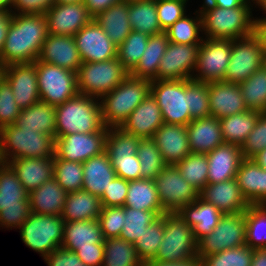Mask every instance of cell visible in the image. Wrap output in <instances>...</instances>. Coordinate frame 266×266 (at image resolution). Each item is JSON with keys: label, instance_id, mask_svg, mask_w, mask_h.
Instances as JSON below:
<instances>
[{"label": "cell", "instance_id": "7", "mask_svg": "<svg viewBox=\"0 0 266 266\" xmlns=\"http://www.w3.org/2000/svg\"><path fill=\"white\" fill-rule=\"evenodd\" d=\"M197 257V240L192 227L176 213H164V233L153 259L158 262H175Z\"/></svg>", "mask_w": 266, "mask_h": 266}, {"label": "cell", "instance_id": "58", "mask_svg": "<svg viewBox=\"0 0 266 266\" xmlns=\"http://www.w3.org/2000/svg\"><path fill=\"white\" fill-rule=\"evenodd\" d=\"M128 191V181L115 176L101 198L102 207L124 206Z\"/></svg>", "mask_w": 266, "mask_h": 266}, {"label": "cell", "instance_id": "13", "mask_svg": "<svg viewBox=\"0 0 266 266\" xmlns=\"http://www.w3.org/2000/svg\"><path fill=\"white\" fill-rule=\"evenodd\" d=\"M245 244V212L223 214L213 231L197 241V257L202 260L207 255Z\"/></svg>", "mask_w": 266, "mask_h": 266}, {"label": "cell", "instance_id": "54", "mask_svg": "<svg viewBox=\"0 0 266 266\" xmlns=\"http://www.w3.org/2000/svg\"><path fill=\"white\" fill-rule=\"evenodd\" d=\"M124 216V206L102 207L98 221L105 240L111 237H120L124 227Z\"/></svg>", "mask_w": 266, "mask_h": 266}, {"label": "cell", "instance_id": "6", "mask_svg": "<svg viewBox=\"0 0 266 266\" xmlns=\"http://www.w3.org/2000/svg\"><path fill=\"white\" fill-rule=\"evenodd\" d=\"M32 214L28 192L7 164L0 166V227L20 228Z\"/></svg>", "mask_w": 266, "mask_h": 266}, {"label": "cell", "instance_id": "75", "mask_svg": "<svg viewBox=\"0 0 266 266\" xmlns=\"http://www.w3.org/2000/svg\"><path fill=\"white\" fill-rule=\"evenodd\" d=\"M4 163L3 159H2V156H1V153H0V166Z\"/></svg>", "mask_w": 266, "mask_h": 266}, {"label": "cell", "instance_id": "68", "mask_svg": "<svg viewBox=\"0 0 266 266\" xmlns=\"http://www.w3.org/2000/svg\"><path fill=\"white\" fill-rule=\"evenodd\" d=\"M258 165L266 170V148L252 158Z\"/></svg>", "mask_w": 266, "mask_h": 266}, {"label": "cell", "instance_id": "27", "mask_svg": "<svg viewBox=\"0 0 266 266\" xmlns=\"http://www.w3.org/2000/svg\"><path fill=\"white\" fill-rule=\"evenodd\" d=\"M7 164L16 173L17 178L28 193L53 178L54 156L16 158Z\"/></svg>", "mask_w": 266, "mask_h": 266}, {"label": "cell", "instance_id": "44", "mask_svg": "<svg viewBox=\"0 0 266 266\" xmlns=\"http://www.w3.org/2000/svg\"><path fill=\"white\" fill-rule=\"evenodd\" d=\"M164 213V211H144L125 207L124 227L120 237L135 244L145 229Z\"/></svg>", "mask_w": 266, "mask_h": 266}, {"label": "cell", "instance_id": "31", "mask_svg": "<svg viewBox=\"0 0 266 266\" xmlns=\"http://www.w3.org/2000/svg\"><path fill=\"white\" fill-rule=\"evenodd\" d=\"M115 170L105 150L83 162V187L85 191L101 197L115 178Z\"/></svg>", "mask_w": 266, "mask_h": 266}, {"label": "cell", "instance_id": "11", "mask_svg": "<svg viewBox=\"0 0 266 266\" xmlns=\"http://www.w3.org/2000/svg\"><path fill=\"white\" fill-rule=\"evenodd\" d=\"M151 94L161 109L164 123L187 126L192 121L188 107V79L153 80Z\"/></svg>", "mask_w": 266, "mask_h": 266}, {"label": "cell", "instance_id": "16", "mask_svg": "<svg viewBox=\"0 0 266 266\" xmlns=\"http://www.w3.org/2000/svg\"><path fill=\"white\" fill-rule=\"evenodd\" d=\"M263 51L259 40L252 33L233 39L230 62L223 82L241 83L262 67Z\"/></svg>", "mask_w": 266, "mask_h": 266}, {"label": "cell", "instance_id": "34", "mask_svg": "<svg viewBox=\"0 0 266 266\" xmlns=\"http://www.w3.org/2000/svg\"><path fill=\"white\" fill-rule=\"evenodd\" d=\"M178 213L192 227L197 241L211 233L223 215L212 204L204 202L200 198L192 204L184 206Z\"/></svg>", "mask_w": 266, "mask_h": 266}, {"label": "cell", "instance_id": "37", "mask_svg": "<svg viewBox=\"0 0 266 266\" xmlns=\"http://www.w3.org/2000/svg\"><path fill=\"white\" fill-rule=\"evenodd\" d=\"M55 105L39 101L22 109L14 125L21 129L35 130L55 138Z\"/></svg>", "mask_w": 266, "mask_h": 266}, {"label": "cell", "instance_id": "14", "mask_svg": "<svg viewBox=\"0 0 266 266\" xmlns=\"http://www.w3.org/2000/svg\"><path fill=\"white\" fill-rule=\"evenodd\" d=\"M154 182L165 213L179 212L199 198V192L181 176L175 165H167Z\"/></svg>", "mask_w": 266, "mask_h": 266}, {"label": "cell", "instance_id": "51", "mask_svg": "<svg viewBox=\"0 0 266 266\" xmlns=\"http://www.w3.org/2000/svg\"><path fill=\"white\" fill-rule=\"evenodd\" d=\"M164 233V214L145 229L134 244L138 257L144 262L156 257Z\"/></svg>", "mask_w": 266, "mask_h": 266}, {"label": "cell", "instance_id": "12", "mask_svg": "<svg viewBox=\"0 0 266 266\" xmlns=\"http://www.w3.org/2000/svg\"><path fill=\"white\" fill-rule=\"evenodd\" d=\"M40 101L58 106L79 94L77 73L36 60Z\"/></svg>", "mask_w": 266, "mask_h": 266}, {"label": "cell", "instance_id": "69", "mask_svg": "<svg viewBox=\"0 0 266 266\" xmlns=\"http://www.w3.org/2000/svg\"><path fill=\"white\" fill-rule=\"evenodd\" d=\"M13 0H0V9H4L6 11L12 10Z\"/></svg>", "mask_w": 266, "mask_h": 266}, {"label": "cell", "instance_id": "50", "mask_svg": "<svg viewBox=\"0 0 266 266\" xmlns=\"http://www.w3.org/2000/svg\"><path fill=\"white\" fill-rule=\"evenodd\" d=\"M53 178L67 193L81 190L83 187V163L54 159Z\"/></svg>", "mask_w": 266, "mask_h": 266}, {"label": "cell", "instance_id": "65", "mask_svg": "<svg viewBox=\"0 0 266 266\" xmlns=\"http://www.w3.org/2000/svg\"><path fill=\"white\" fill-rule=\"evenodd\" d=\"M253 34L259 40L262 51L266 52V18H254Z\"/></svg>", "mask_w": 266, "mask_h": 266}, {"label": "cell", "instance_id": "23", "mask_svg": "<svg viewBox=\"0 0 266 266\" xmlns=\"http://www.w3.org/2000/svg\"><path fill=\"white\" fill-rule=\"evenodd\" d=\"M39 61L59 66L77 73L82 59L73 36L51 35L46 37Z\"/></svg>", "mask_w": 266, "mask_h": 266}, {"label": "cell", "instance_id": "60", "mask_svg": "<svg viewBox=\"0 0 266 266\" xmlns=\"http://www.w3.org/2000/svg\"><path fill=\"white\" fill-rule=\"evenodd\" d=\"M48 266H86L73 251L58 247L43 258Z\"/></svg>", "mask_w": 266, "mask_h": 266}, {"label": "cell", "instance_id": "41", "mask_svg": "<svg viewBox=\"0 0 266 266\" xmlns=\"http://www.w3.org/2000/svg\"><path fill=\"white\" fill-rule=\"evenodd\" d=\"M128 20L132 30L148 36L164 32L158 21L156 0H138L128 3Z\"/></svg>", "mask_w": 266, "mask_h": 266}, {"label": "cell", "instance_id": "17", "mask_svg": "<svg viewBox=\"0 0 266 266\" xmlns=\"http://www.w3.org/2000/svg\"><path fill=\"white\" fill-rule=\"evenodd\" d=\"M107 131L76 133L55 138L54 159L83 163L106 148Z\"/></svg>", "mask_w": 266, "mask_h": 266}, {"label": "cell", "instance_id": "55", "mask_svg": "<svg viewBox=\"0 0 266 266\" xmlns=\"http://www.w3.org/2000/svg\"><path fill=\"white\" fill-rule=\"evenodd\" d=\"M21 111L22 108L15 102L10 84L4 78L0 82V129L14 124Z\"/></svg>", "mask_w": 266, "mask_h": 266}, {"label": "cell", "instance_id": "18", "mask_svg": "<svg viewBox=\"0 0 266 266\" xmlns=\"http://www.w3.org/2000/svg\"><path fill=\"white\" fill-rule=\"evenodd\" d=\"M200 44L169 42L157 71V80L192 79Z\"/></svg>", "mask_w": 266, "mask_h": 266}, {"label": "cell", "instance_id": "52", "mask_svg": "<svg viewBox=\"0 0 266 266\" xmlns=\"http://www.w3.org/2000/svg\"><path fill=\"white\" fill-rule=\"evenodd\" d=\"M254 249L246 244L207 255L202 259L203 266H251Z\"/></svg>", "mask_w": 266, "mask_h": 266}, {"label": "cell", "instance_id": "62", "mask_svg": "<svg viewBox=\"0 0 266 266\" xmlns=\"http://www.w3.org/2000/svg\"><path fill=\"white\" fill-rule=\"evenodd\" d=\"M121 0H84V4L87 7L89 13L95 17L102 11L107 10L113 4L120 2Z\"/></svg>", "mask_w": 266, "mask_h": 266}, {"label": "cell", "instance_id": "3", "mask_svg": "<svg viewBox=\"0 0 266 266\" xmlns=\"http://www.w3.org/2000/svg\"><path fill=\"white\" fill-rule=\"evenodd\" d=\"M99 99L78 94L56 106L55 138L76 133L108 131L101 117Z\"/></svg>", "mask_w": 266, "mask_h": 266}, {"label": "cell", "instance_id": "63", "mask_svg": "<svg viewBox=\"0 0 266 266\" xmlns=\"http://www.w3.org/2000/svg\"><path fill=\"white\" fill-rule=\"evenodd\" d=\"M143 266H203V262L199 257L175 262H158L152 259L144 262Z\"/></svg>", "mask_w": 266, "mask_h": 266}, {"label": "cell", "instance_id": "38", "mask_svg": "<svg viewBox=\"0 0 266 266\" xmlns=\"http://www.w3.org/2000/svg\"><path fill=\"white\" fill-rule=\"evenodd\" d=\"M168 43L169 40L165 32L150 36L139 63L130 72V75L150 81L157 80L160 60L165 53Z\"/></svg>", "mask_w": 266, "mask_h": 266}, {"label": "cell", "instance_id": "8", "mask_svg": "<svg viewBox=\"0 0 266 266\" xmlns=\"http://www.w3.org/2000/svg\"><path fill=\"white\" fill-rule=\"evenodd\" d=\"M129 74L118 57L108 61L82 63L77 72L78 92L100 99Z\"/></svg>", "mask_w": 266, "mask_h": 266}, {"label": "cell", "instance_id": "57", "mask_svg": "<svg viewBox=\"0 0 266 266\" xmlns=\"http://www.w3.org/2000/svg\"><path fill=\"white\" fill-rule=\"evenodd\" d=\"M188 0H156L158 21L163 31L186 15Z\"/></svg>", "mask_w": 266, "mask_h": 266}, {"label": "cell", "instance_id": "32", "mask_svg": "<svg viewBox=\"0 0 266 266\" xmlns=\"http://www.w3.org/2000/svg\"><path fill=\"white\" fill-rule=\"evenodd\" d=\"M67 192L52 178L28 193L32 213L61 216Z\"/></svg>", "mask_w": 266, "mask_h": 266}, {"label": "cell", "instance_id": "36", "mask_svg": "<svg viewBox=\"0 0 266 266\" xmlns=\"http://www.w3.org/2000/svg\"><path fill=\"white\" fill-rule=\"evenodd\" d=\"M117 46L124 42L132 31L128 20V2L120 1L93 18Z\"/></svg>", "mask_w": 266, "mask_h": 266}, {"label": "cell", "instance_id": "49", "mask_svg": "<svg viewBox=\"0 0 266 266\" xmlns=\"http://www.w3.org/2000/svg\"><path fill=\"white\" fill-rule=\"evenodd\" d=\"M149 37L145 33L132 30L124 42L118 46L117 57L129 72L139 63L147 47Z\"/></svg>", "mask_w": 266, "mask_h": 266}, {"label": "cell", "instance_id": "39", "mask_svg": "<svg viewBox=\"0 0 266 266\" xmlns=\"http://www.w3.org/2000/svg\"><path fill=\"white\" fill-rule=\"evenodd\" d=\"M260 114L258 111L247 110L219 119L224 143L241 147L254 129Z\"/></svg>", "mask_w": 266, "mask_h": 266}, {"label": "cell", "instance_id": "46", "mask_svg": "<svg viewBox=\"0 0 266 266\" xmlns=\"http://www.w3.org/2000/svg\"><path fill=\"white\" fill-rule=\"evenodd\" d=\"M246 245L266 248V205H250L245 211Z\"/></svg>", "mask_w": 266, "mask_h": 266}, {"label": "cell", "instance_id": "72", "mask_svg": "<svg viewBox=\"0 0 266 266\" xmlns=\"http://www.w3.org/2000/svg\"><path fill=\"white\" fill-rule=\"evenodd\" d=\"M84 0H55V3L83 2Z\"/></svg>", "mask_w": 266, "mask_h": 266}, {"label": "cell", "instance_id": "61", "mask_svg": "<svg viewBox=\"0 0 266 266\" xmlns=\"http://www.w3.org/2000/svg\"><path fill=\"white\" fill-rule=\"evenodd\" d=\"M75 253L86 266H102L104 243H94V247L78 248Z\"/></svg>", "mask_w": 266, "mask_h": 266}, {"label": "cell", "instance_id": "48", "mask_svg": "<svg viewBox=\"0 0 266 266\" xmlns=\"http://www.w3.org/2000/svg\"><path fill=\"white\" fill-rule=\"evenodd\" d=\"M137 156L140 163L142 178L154 180L167 166L152 138L140 139Z\"/></svg>", "mask_w": 266, "mask_h": 266}, {"label": "cell", "instance_id": "28", "mask_svg": "<svg viewBox=\"0 0 266 266\" xmlns=\"http://www.w3.org/2000/svg\"><path fill=\"white\" fill-rule=\"evenodd\" d=\"M208 183H219L236 178L243 155L240 146L222 144L207 154Z\"/></svg>", "mask_w": 266, "mask_h": 266}, {"label": "cell", "instance_id": "40", "mask_svg": "<svg viewBox=\"0 0 266 266\" xmlns=\"http://www.w3.org/2000/svg\"><path fill=\"white\" fill-rule=\"evenodd\" d=\"M124 207L144 211H164L160 204L154 180L142 178L128 181V191Z\"/></svg>", "mask_w": 266, "mask_h": 266}, {"label": "cell", "instance_id": "73", "mask_svg": "<svg viewBox=\"0 0 266 266\" xmlns=\"http://www.w3.org/2000/svg\"><path fill=\"white\" fill-rule=\"evenodd\" d=\"M262 67L266 71V52H263Z\"/></svg>", "mask_w": 266, "mask_h": 266}, {"label": "cell", "instance_id": "35", "mask_svg": "<svg viewBox=\"0 0 266 266\" xmlns=\"http://www.w3.org/2000/svg\"><path fill=\"white\" fill-rule=\"evenodd\" d=\"M101 198L83 189L67 193L61 217L65 222L98 219Z\"/></svg>", "mask_w": 266, "mask_h": 266}, {"label": "cell", "instance_id": "70", "mask_svg": "<svg viewBox=\"0 0 266 266\" xmlns=\"http://www.w3.org/2000/svg\"><path fill=\"white\" fill-rule=\"evenodd\" d=\"M253 3L257 5L259 8L262 9V11L265 10L266 13V0H253Z\"/></svg>", "mask_w": 266, "mask_h": 266}, {"label": "cell", "instance_id": "2", "mask_svg": "<svg viewBox=\"0 0 266 266\" xmlns=\"http://www.w3.org/2000/svg\"><path fill=\"white\" fill-rule=\"evenodd\" d=\"M246 0L237 8L224 9L203 3L198 9L202 20V34L206 38L233 40L253 33L254 17L251 4ZM204 32V33H203Z\"/></svg>", "mask_w": 266, "mask_h": 266}, {"label": "cell", "instance_id": "74", "mask_svg": "<svg viewBox=\"0 0 266 266\" xmlns=\"http://www.w3.org/2000/svg\"><path fill=\"white\" fill-rule=\"evenodd\" d=\"M121 1L130 3V2H135V1H138V0H121Z\"/></svg>", "mask_w": 266, "mask_h": 266}, {"label": "cell", "instance_id": "25", "mask_svg": "<svg viewBox=\"0 0 266 266\" xmlns=\"http://www.w3.org/2000/svg\"><path fill=\"white\" fill-rule=\"evenodd\" d=\"M164 124L161 109L150 93L127 117L120 128L141 139L153 138L155 131Z\"/></svg>", "mask_w": 266, "mask_h": 266}, {"label": "cell", "instance_id": "66", "mask_svg": "<svg viewBox=\"0 0 266 266\" xmlns=\"http://www.w3.org/2000/svg\"><path fill=\"white\" fill-rule=\"evenodd\" d=\"M245 1L246 0H204V3L224 9H231L241 6Z\"/></svg>", "mask_w": 266, "mask_h": 266}, {"label": "cell", "instance_id": "10", "mask_svg": "<svg viewBox=\"0 0 266 266\" xmlns=\"http://www.w3.org/2000/svg\"><path fill=\"white\" fill-rule=\"evenodd\" d=\"M140 139L120 127L108 128L105 150L110 157L116 176L127 181L142 179L137 156Z\"/></svg>", "mask_w": 266, "mask_h": 266}, {"label": "cell", "instance_id": "24", "mask_svg": "<svg viewBox=\"0 0 266 266\" xmlns=\"http://www.w3.org/2000/svg\"><path fill=\"white\" fill-rule=\"evenodd\" d=\"M166 165H176L191 153L186 126L164 123L152 138Z\"/></svg>", "mask_w": 266, "mask_h": 266}, {"label": "cell", "instance_id": "20", "mask_svg": "<svg viewBox=\"0 0 266 266\" xmlns=\"http://www.w3.org/2000/svg\"><path fill=\"white\" fill-rule=\"evenodd\" d=\"M82 63L108 61L117 57V48L93 19L74 36Z\"/></svg>", "mask_w": 266, "mask_h": 266}, {"label": "cell", "instance_id": "59", "mask_svg": "<svg viewBox=\"0 0 266 266\" xmlns=\"http://www.w3.org/2000/svg\"><path fill=\"white\" fill-rule=\"evenodd\" d=\"M54 4L55 0H13L10 12L12 14H44Z\"/></svg>", "mask_w": 266, "mask_h": 266}, {"label": "cell", "instance_id": "4", "mask_svg": "<svg viewBox=\"0 0 266 266\" xmlns=\"http://www.w3.org/2000/svg\"><path fill=\"white\" fill-rule=\"evenodd\" d=\"M151 93V81L130 74L99 100L106 128L121 127L133 110Z\"/></svg>", "mask_w": 266, "mask_h": 266}, {"label": "cell", "instance_id": "21", "mask_svg": "<svg viewBox=\"0 0 266 266\" xmlns=\"http://www.w3.org/2000/svg\"><path fill=\"white\" fill-rule=\"evenodd\" d=\"M4 78L12 88L15 102L22 109L40 101L36 61L7 65Z\"/></svg>", "mask_w": 266, "mask_h": 266}, {"label": "cell", "instance_id": "22", "mask_svg": "<svg viewBox=\"0 0 266 266\" xmlns=\"http://www.w3.org/2000/svg\"><path fill=\"white\" fill-rule=\"evenodd\" d=\"M199 198L212 204L222 214L243 213L250 204L243 197L236 178L219 183H207Z\"/></svg>", "mask_w": 266, "mask_h": 266}, {"label": "cell", "instance_id": "53", "mask_svg": "<svg viewBox=\"0 0 266 266\" xmlns=\"http://www.w3.org/2000/svg\"><path fill=\"white\" fill-rule=\"evenodd\" d=\"M188 107L192 120L210 116L208 83L188 79Z\"/></svg>", "mask_w": 266, "mask_h": 266}, {"label": "cell", "instance_id": "1", "mask_svg": "<svg viewBox=\"0 0 266 266\" xmlns=\"http://www.w3.org/2000/svg\"><path fill=\"white\" fill-rule=\"evenodd\" d=\"M48 34L44 14H12L0 60L5 66L35 62Z\"/></svg>", "mask_w": 266, "mask_h": 266}, {"label": "cell", "instance_id": "19", "mask_svg": "<svg viewBox=\"0 0 266 266\" xmlns=\"http://www.w3.org/2000/svg\"><path fill=\"white\" fill-rule=\"evenodd\" d=\"M44 16L51 35L74 36L93 20L84 2L55 3Z\"/></svg>", "mask_w": 266, "mask_h": 266}, {"label": "cell", "instance_id": "15", "mask_svg": "<svg viewBox=\"0 0 266 266\" xmlns=\"http://www.w3.org/2000/svg\"><path fill=\"white\" fill-rule=\"evenodd\" d=\"M231 49L232 40L203 38L198 50L196 74L192 79L205 83L222 81L230 62Z\"/></svg>", "mask_w": 266, "mask_h": 266}, {"label": "cell", "instance_id": "9", "mask_svg": "<svg viewBox=\"0 0 266 266\" xmlns=\"http://www.w3.org/2000/svg\"><path fill=\"white\" fill-rule=\"evenodd\" d=\"M65 221L61 216L32 213L20 226L21 239L41 257L61 247Z\"/></svg>", "mask_w": 266, "mask_h": 266}, {"label": "cell", "instance_id": "67", "mask_svg": "<svg viewBox=\"0 0 266 266\" xmlns=\"http://www.w3.org/2000/svg\"><path fill=\"white\" fill-rule=\"evenodd\" d=\"M251 266H266V248L254 249Z\"/></svg>", "mask_w": 266, "mask_h": 266}, {"label": "cell", "instance_id": "64", "mask_svg": "<svg viewBox=\"0 0 266 266\" xmlns=\"http://www.w3.org/2000/svg\"><path fill=\"white\" fill-rule=\"evenodd\" d=\"M12 13L4 9H0V53L4 46L6 36L10 27Z\"/></svg>", "mask_w": 266, "mask_h": 266}, {"label": "cell", "instance_id": "71", "mask_svg": "<svg viewBox=\"0 0 266 266\" xmlns=\"http://www.w3.org/2000/svg\"><path fill=\"white\" fill-rule=\"evenodd\" d=\"M5 68L6 66L0 60V82L4 79Z\"/></svg>", "mask_w": 266, "mask_h": 266}, {"label": "cell", "instance_id": "33", "mask_svg": "<svg viewBox=\"0 0 266 266\" xmlns=\"http://www.w3.org/2000/svg\"><path fill=\"white\" fill-rule=\"evenodd\" d=\"M98 219L65 222L61 247L75 252L78 248L104 243Z\"/></svg>", "mask_w": 266, "mask_h": 266}, {"label": "cell", "instance_id": "43", "mask_svg": "<svg viewBox=\"0 0 266 266\" xmlns=\"http://www.w3.org/2000/svg\"><path fill=\"white\" fill-rule=\"evenodd\" d=\"M238 85L248 110L266 112V71L263 67Z\"/></svg>", "mask_w": 266, "mask_h": 266}, {"label": "cell", "instance_id": "30", "mask_svg": "<svg viewBox=\"0 0 266 266\" xmlns=\"http://www.w3.org/2000/svg\"><path fill=\"white\" fill-rule=\"evenodd\" d=\"M243 197L250 205H266V170L253 159H243L236 173Z\"/></svg>", "mask_w": 266, "mask_h": 266}, {"label": "cell", "instance_id": "56", "mask_svg": "<svg viewBox=\"0 0 266 266\" xmlns=\"http://www.w3.org/2000/svg\"><path fill=\"white\" fill-rule=\"evenodd\" d=\"M266 148V112L259 115L254 129L241 146L244 159H252Z\"/></svg>", "mask_w": 266, "mask_h": 266}, {"label": "cell", "instance_id": "42", "mask_svg": "<svg viewBox=\"0 0 266 266\" xmlns=\"http://www.w3.org/2000/svg\"><path fill=\"white\" fill-rule=\"evenodd\" d=\"M133 243L121 237L104 240V258L102 266H143Z\"/></svg>", "mask_w": 266, "mask_h": 266}, {"label": "cell", "instance_id": "26", "mask_svg": "<svg viewBox=\"0 0 266 266\" xmlns=\"http://www.w3.org/2000/svg\"><path fill=\"white\" fill-rule=\"evenodd\" d=\"M208 88L210 116L221 119L248 110L238 83L211 82Z\"/></svg>", "mask_w": 266, "mask_h": 266}, {"label": "cell", "instance_id": "45", "mask_svg": "<svg viewBox=\"0 0 266 266\" xmlns=\"http://www.w3.org/2000/svg\"><path fill=\"white\" fill-rule=\"evenodd\" d=\"M197 16L190 18L184 15L177 20L164 32L167 35L169 42L175 44H201L203 37L199 36L202 32V20L199 10L195 12Z\"/></svg>", "mask_w": 266, "mask_h": 266}, {"label": "cell", "instance_id": "29", "mask_svg": "<svg viewBox=\"0 0 266 266\" xmlns=\"http://www.w3.org/2000/svg\"><path fill=\"white\" fill-rule=\"evenodd\" d=\"M186 129L191 153L207 155L216 147L224 144L220 121L214 116L193 119Z\"/></svg>", "mask_w": 266, "mask_h": 266}, {"label": "cell", "instance_id": "47", "mask_svg": "<svg viewBox=\"0 0 266 266\" xmlns=\"http://www.w3.org/2000/svg\"><path fill=\"white\" fill-rule=\"evenodd\" d=\"M184 179L200 192L208 183V159L206 154L190 153L176 165Z\"/></svg>", "mask_w": 266, "mask_h": 266}, {"label": "cell", "instance_id": "5", "mask_svg": "<svg viewBox=\"0 0 266 266\" xmlns=\"http://www.w3.org/2000/svg\"><path fill=\"white\" fill-rule=\"evenodd\" d=\"M0 153L4 163L16 158L52 157L55 138L10 124L0 129Z\"/></svg>", "mask_w": 266, "mask_h": 266}]
</instances>
